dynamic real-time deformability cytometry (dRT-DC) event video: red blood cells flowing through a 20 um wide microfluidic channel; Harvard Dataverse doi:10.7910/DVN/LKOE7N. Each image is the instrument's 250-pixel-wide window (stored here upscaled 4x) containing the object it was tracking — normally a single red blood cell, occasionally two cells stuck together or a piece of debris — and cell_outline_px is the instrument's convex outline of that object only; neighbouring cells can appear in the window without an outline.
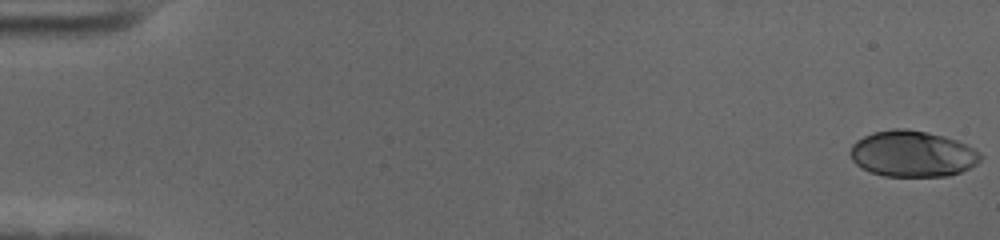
{"species": "human", "species_latin": "Homo sapiens", "temperature_condition": "cold", "stored_images_in_passage": 56, "camera_frame_rate_fps": 3000, "um_per_image_px": 0.085, "donor": {"sex": "female"}, "frame": {"image": 1, "passage_image": 1, "time_ms": 0.0, "image_size_px": [1000, 240], "cell_outline_px": [[980, 160], [976, 164], [960, 172], [948, 176], [884, 176], [868, 172], [860, 168], [852, 160], [848, 152], [852, 144], [856, 140], [872, 132], [892, 128], [904, 128], [928, 132], [944, 136], [956, 140], [980, 152]], "centroid_in_image_um": [77.49, 13.07], "position_along_channel_um": 7.5, "area_um2": 35.2}}
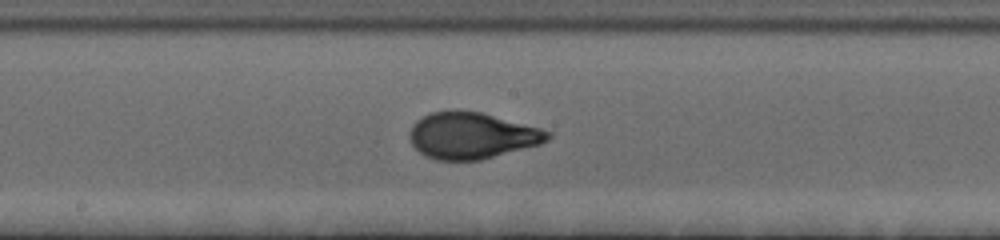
{"frame": {"image": 2, "passage_image": 31, "time_ms": 10.0, "image_size_px": [1000, 240], "cell_outline_px": [[552, 136], [548, 140], [540, 144], [480, 160], [436, 160], [424, 156], [412, 144], [408, 136], [412, 124], [416, 120], [432, 112], [456, 108], [480, 112], [540, 128], [552, 132]], "centroid_in_image_um": [40.07, 11.51], "position_along_channel_um": 208.1, "area_um2": 37.57}}
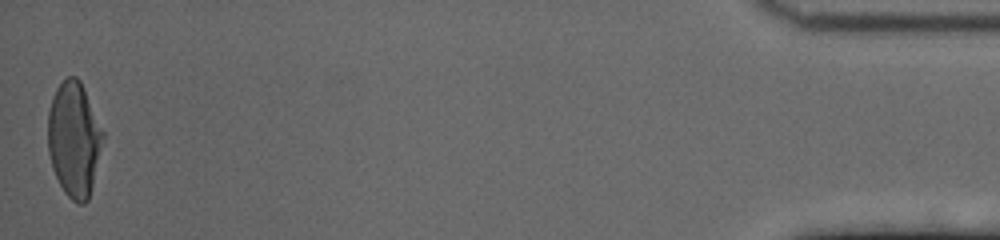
{"frame": {"image": 3, "passage_image": 56, "time_ms": 18.333, "image_size_px": [1000, 240], "cell_outline_px": [[104, 136], [92, 188], [88, 200], [84, 204], [76, 204], [64, 192], [52, 168], [48, 152], [48, 112], [52, 96], [56, 88], [68, 76], [76, 76], [80, 80], [84, 88], [104, 132]], "centroid_in_image_um": [6.29, 11.85], "position_along_channel_um": 428.9, "area_um2": 36.93}, "authors_computed_cell_mechanics": {"area_um2": 36.5296, "velocity_mm_per_s": 3.6655, "shape_relaxation_time_tau1_ms": 4.2549, "shape_relaxation_time_tau2_ms": null, "deformation_change_tau1": 0.1835, "deformation_change_tau2": null}}